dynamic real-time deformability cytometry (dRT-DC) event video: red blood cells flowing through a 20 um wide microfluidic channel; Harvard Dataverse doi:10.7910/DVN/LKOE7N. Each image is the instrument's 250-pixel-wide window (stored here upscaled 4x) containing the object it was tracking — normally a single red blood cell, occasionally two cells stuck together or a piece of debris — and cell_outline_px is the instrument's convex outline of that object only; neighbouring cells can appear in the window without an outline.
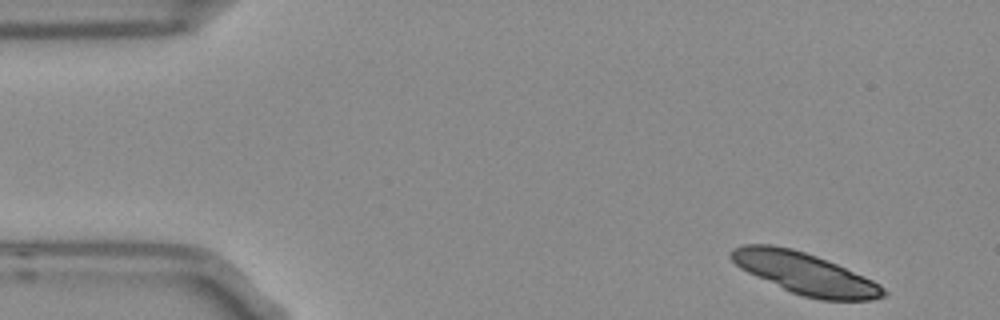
{"species": "Egyptian fruit bat (a non-hibernating species)", "species_latin": "Rousettus aegyptiacus", "temperature_condition": "room temperature", "stored_images_in_passage": 39, "camera_frame_rate_fps": 3000, "um_per_image_px": 0.085, "frame": {"image": 1, "passage_image": 1, "time_ms": 0.0, "image_size_px": [1000, 320], "cell_outline_px": [[888, 292], [884, 296], [872, 300], [820, 300], [804, 296], [792, 292], [756, 276], [740, 268], [728, 256], [728, 252], [732, 248], [744, 244], [772, 244], [792, 248], [816, 256], [836, 264], [864, 276], [880, 284]], "centroid_in_image_um": [68.4, 23.23], "position_along_channel_um": 16.6, "area_um2": 36.65}}
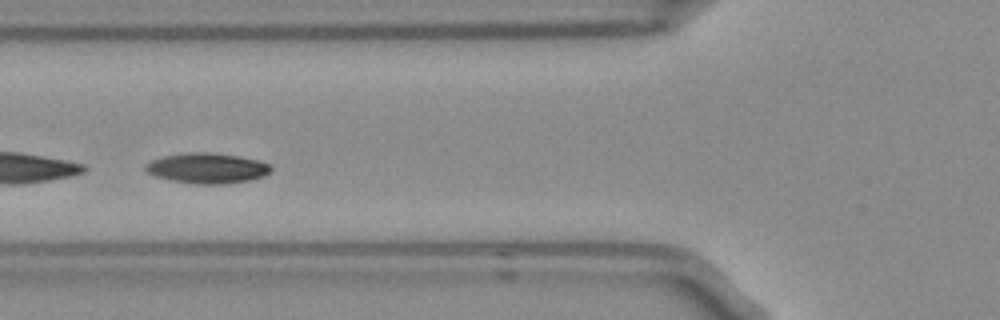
{"frame": {"image": 2, "passage_image": 17, "time_ms": 5.333, "image_size_px": [1000, 320], "cell_outline_px": [[272, 168], [264, 176], [248, 180], [224, 184], [196, 184], [168, 180], [156, 176], [148, 172], [144, 168], [144, 164], [152, 160], [164, 156], [188, 152], [208, 152], [240, 156], [272, 164]], "centroid_in_image_um": [17.59, 14.29], "position_along_channel_um": 108.2, "area_um2": 22.2}, "authors_computed_cell_mechanics": {"area_um2": 21.964, "velocity_mm_per_s": 3.6948, "shape_relaxation_time_tau1_ms": 0.9994, "shape_relaxation_time_tau2_ms": null, "deformation_change_tau1": 0.0826, "deformation_change_tau2": null}}